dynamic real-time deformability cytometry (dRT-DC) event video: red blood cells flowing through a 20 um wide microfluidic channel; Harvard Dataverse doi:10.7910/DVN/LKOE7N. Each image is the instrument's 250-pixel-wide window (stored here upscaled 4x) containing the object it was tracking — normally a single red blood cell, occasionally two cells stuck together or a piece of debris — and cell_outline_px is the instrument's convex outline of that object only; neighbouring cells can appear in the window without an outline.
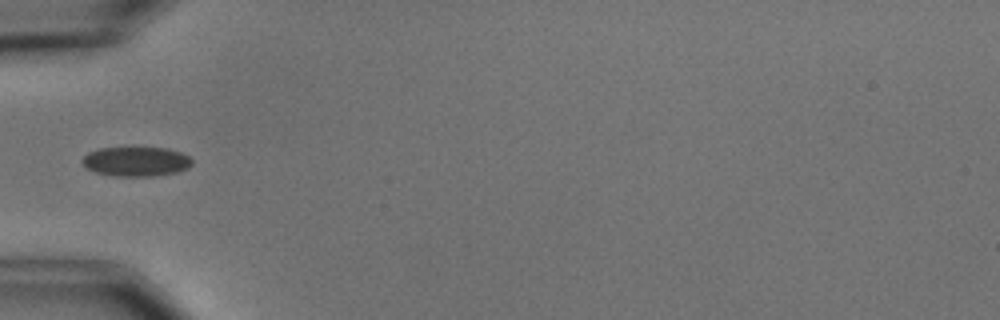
{"species": "common noctule bat (a hibernating species)", "species_latin": "Nyctalus noctula", "temperature_condition": "cold", "stored_images_in_passage": 2, "camera_frame_rate_fps": 3000, "um_per_image_px": 0.085, "animal": {"sex": "male", "body_mass_g": 15.6}, "frame": {"image": 1, "passage_image": 1, "time_ms": 0.0, "image_size_px": [1000, 320], "cell_outline_px": [[192, 164], [188, 168], [176, 172], [156, 176], [116, 176], [96, 172], [88, 168], [80, 160], [88, 152], [100, 148], [132, 144], [168, 148], [180, 152], [188, 156], [192, 160]], "centroid_in_image_um": [11.57, 13.66], "position_along_channel_um": 73.4, "area_um2": 19.77}}